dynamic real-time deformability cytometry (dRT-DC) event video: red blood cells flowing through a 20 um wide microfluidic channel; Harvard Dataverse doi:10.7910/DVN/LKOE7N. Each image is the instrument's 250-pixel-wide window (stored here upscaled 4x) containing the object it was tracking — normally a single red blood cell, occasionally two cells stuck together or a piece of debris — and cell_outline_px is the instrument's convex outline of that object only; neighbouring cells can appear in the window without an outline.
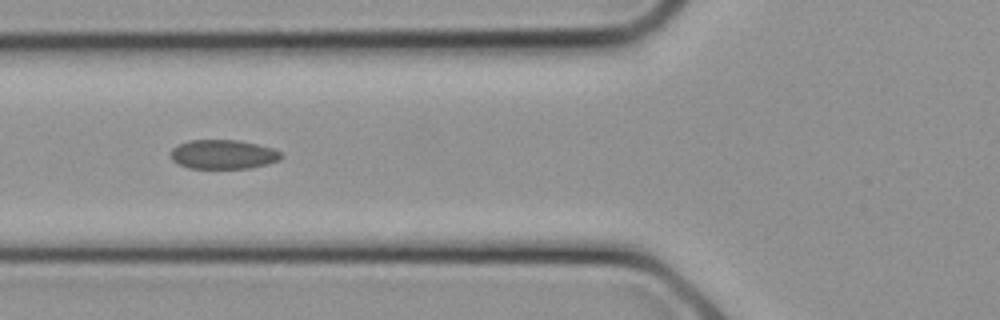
{"species": "common noctule bat (a hibernating species)", "species_latin": "Nyctalus noctula", "temperature_condition": "cold", "stored_images_in_passage": 4, "camera_frame_rate_fps": 3000, "um_per_image_px": 0.085, "animal": {"sex": "female", "body_mass_g": 21.9}, "frame": {"image": 1, "passage_image": 3, "time_ms": 0.667, "image_size_px": [1000, 320], "cell_outline_px": [[284, 156], [280, 160], [268, 164], [248, 168], [188, 168], [172, 160], [172, 148], [188, 140], [240, 140], [272, 148], [280, 152]], "centroid_in_image_um": [19.0, 13.12], "position_along_channel_um": 106.8, "area_um2": 18.73}}